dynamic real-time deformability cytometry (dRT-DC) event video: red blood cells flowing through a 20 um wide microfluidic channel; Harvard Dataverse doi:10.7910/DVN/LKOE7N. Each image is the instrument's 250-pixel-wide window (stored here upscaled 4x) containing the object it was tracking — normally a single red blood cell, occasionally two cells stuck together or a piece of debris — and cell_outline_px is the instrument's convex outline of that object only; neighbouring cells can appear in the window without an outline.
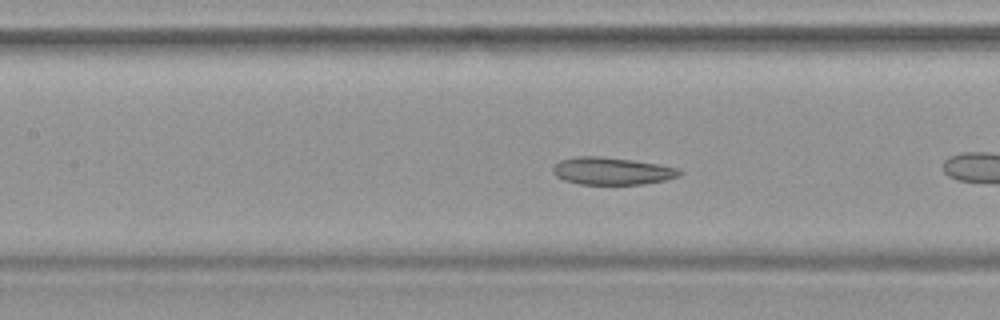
{"species": "common noctule bat (a hibernating species)", "species_latin": "Nyctalus noctula", "temperature_condition": "warm", "stored_images_in_passage": 35, "camera_frame_rate_fps": 3000, "um_per_image_px": 0.085, "animal": {"sex": "female", "body_mass_g": 19.9}, "frame": {"image": 1, "passage_image": 8, "time_ms": 2.333, "image_size_px": [1000, 320], "cell_outline_px": [[684, 172], [680, 176], [664, 180], [644, 184], [580, 184], [564, 180], [556, 176], [552, 172], [552, 168], [560, 160], [576, 156], [600, 156], [632, 160], [680, 168]], "centroid_in_image_um": [52.02, 14.53], "position_along_channel_um": 155.4, "area_um2": 20.23}}
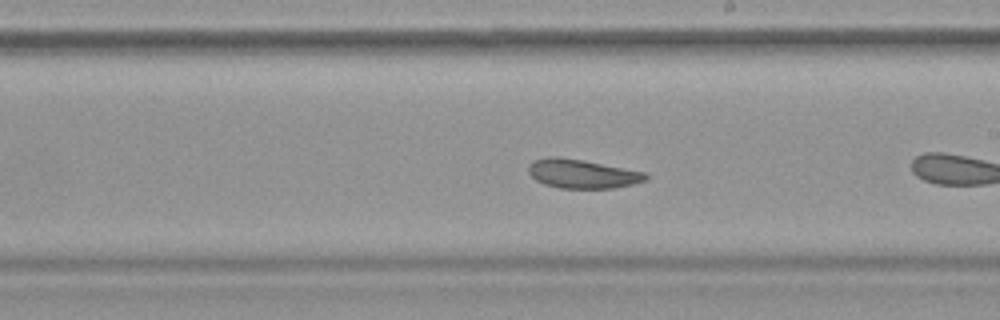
{"frame": {"image": 2, "passage_image": 14, "time_ms": 4.333, "image_size_px": [1000, 320], "cell_outline_px": [[648, 180], [632, 184], [612, 188], [560, 188], [544, 184], [536, 180], [528, 172], [528, 164], [532, 160], [548, 156], [556, 156], [580, 160], [644, 172], [648, 176]], "centroid_in_image_um": [49.43, 14.77], "position_along_channel_um": 239.6, "area_um2": 19.59}}
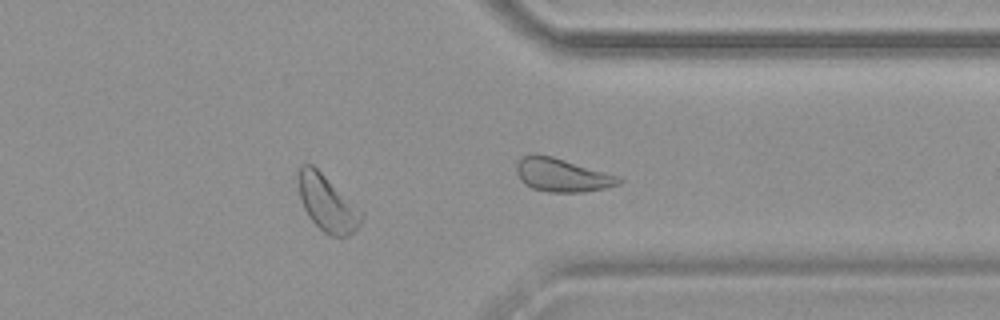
{"frame": {"image": 3, "passage_image": 25, "time_ms": 8.0, "image_size_px": [1000, 320], "cell_outline_px": [[364, 216], [360, 224], [348, 236], [332, 236], [324, 232], [308, 216], [304, 208], [300, 196], [300, 164], [312, 164], [364, 208]], "centroid_in_image_um": [27.92, 17.27], "position_along_channel_um": 383.5, "area_um2": 20.87}}